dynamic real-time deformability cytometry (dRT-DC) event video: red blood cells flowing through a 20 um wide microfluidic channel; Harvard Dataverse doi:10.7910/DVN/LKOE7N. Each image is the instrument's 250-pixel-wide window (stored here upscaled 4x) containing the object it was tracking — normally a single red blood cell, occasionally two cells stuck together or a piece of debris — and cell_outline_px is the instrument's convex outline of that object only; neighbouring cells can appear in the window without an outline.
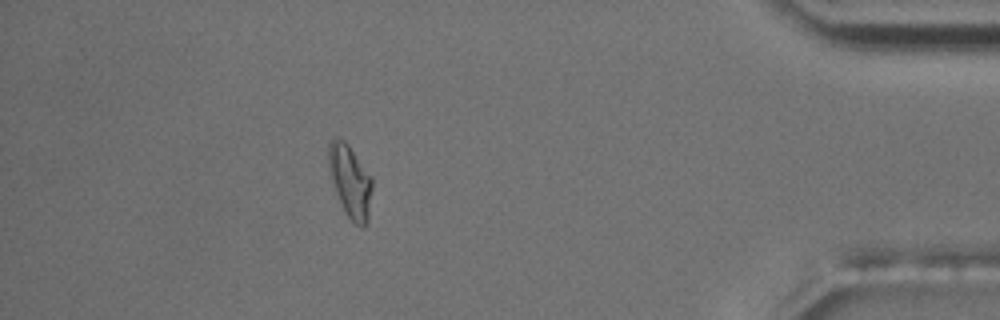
{"species": "common noctule bat (a hibernating species)", "species_latin": "Nyctalus noctula", "temperature_condition": "room temperature", "stored_images_in_passage": 52, "segment_of_instrument_passage": [1, 2], "camera_frame_rate_fps": 3000, "um_per_image_px": 0.085, "animal": {"sex": "male", "body_mass_g": 17.5, "forearm_length_mm": 52.3}, "frame": {"image": 1, "passage_image": 45, "time_ms": 14.667, "image_size_px": [1000, 320], "cell_outline_px": [[372, 188], [368, 220], [364, 228], [360, 228], [344, 212], [336, 192], [328, 168], [328, 144], [336, 136], [344, 140], [348, 144], [372, 176]], "centroid_in_image_um": [29.77, 15.39], "position_along_channel_um": 405.4, "area_um2": 18.55}}